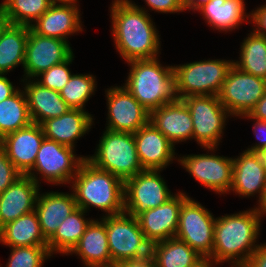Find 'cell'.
I'll return each instance as SVG.
<instances>
[{"label":"cell","mask_w":266,"mask_h":267,"mask_svg":"<svg viewBox=\"0 0 266 267\" xmlns=\"http://www.w3.org/2000/svg\"><path fill=\"white\" fill-rule=\"evenodd\" d=\"M188 197L186 192L179 191L162 205L149 209L137 217L142 232L151 244L175 237L179 211Z\"/></svg>","instance_id":"16"},{"label":"cell","mask_w":266,"mask_h":267,"mask_svg":"<svg viewBox=\"0 0 266 267\" xmlns=\"http://www.w3.org/2000/svg\"><path fill=\"white\" fill-rule=\"evenodd\" d=\"M107 118L105 129L135 133L149 122L150 113L123 86L105 89Z\"/></svg>","instance_id":"14"},{"label":"cell","mask_w":266,"mask_h":267,"mask_svg":"<svg viewBox=\"0 0 266 267\" xmlns=\"http://www.w3.org/2000/svg\"><path fill=\"white\" fill-rule=\"evenodd\" d=\"M149 122L167 137L174 146L192 140V116L182 99H176L151 111Z\"/></svg>","instance_id":"21"},{"label":"cell","mask_w":266,"mask_h":267,"mask_svg":"<svg viewBox=\"0 0 266 267\" xmlns=\"http://www.w3.org/2000/svg\"><path fill=\"white\" fill-rule=\"evenodd\" d=\"M0 243L6 247L47 246L35 210L2 226Z\"/></svg>","instance_id":"29"},{"label":"cell","mask_w":266,"mask_h":267,"mask_svg":"<svg viewBox=\"0 0 266 267\" xmlns=\"http://www.w3.org/2000/svg\"><path fill=\"white\" fill-rule=\"evenodd\" d=\"M203 148L204 151L208 149L205 154L182 155L178 157V164L204 188L220 195L230 194L233 183V158L216 155L218 147Z\"/></svg>","instance_id":"11"},{"label":"cell","mask_w":266,"mask_h":267,"mask_svg":"<svg viewBox=\"0 0 266 267\" xmlns=\"http://www.w3.org/2000/svg\"><path fill=\"white\" fill-rule=\"evenodd\" d=\"M77 208L73 192H39L35 212L44 237L48 240L64 219Z\"/></svg>","instance_id":"25"},{"label":"cell","mask_w":266,"mask_h":267,"mask_svg":"<svg viewBox=\"0 0 266 267\" xmlns=\"http://www.w3.org/2000/svg\"><path fill=\"white\" fill-rule=\"evenodd\" d=\"M261 220L255 205L238 213L216 217L212 267L227 262L230 267H244L260 245Z\"/></svg>","instance_id":"2"},{"label":"cell","mask_w":266,"mask_h":267,"mask_svg":"<svg viewBox=\"0 0 266 267\" xmlns=\"http://www.w3.org/2000/svg\"><path fill=\"white\" fill-rule=\"evenodd\" d=\"M9 25L10 21L5 15L3 9L0 7V38Z\"/></svg>","instance_id":"47"},{"label":"cell","mask_w":266,"mask_h":267,"mask_svg":"<svg viewBox=\"0 0 266 267\" xmlns=\"http://www.w3.org/2000/svg\"><path fill=\"white\" fill-rule=\"evenodd\" d=\"M39 187L28 175H21L0 193V228L35 210Z\"/></svg>","instance_id":"22"},{"label":"cell","mask_w":266,"mask_h":267,"mask_svg":"<svg viewBox=\"0 0 266 267\" xmlns=\"http://www.w3.org/2000/svg\"><path fill=\"white\" fill-rule=\"evenodd\" d=\"M44 138L41 125L32 122L26 127L5 135L0 140V146L15 168L22 175H26L34 166Z\"/></svg>","instance_id":"18"},{"label":"cell","mask_w":266,"mask_h":267,"mask_svg":"<svg viewBox=\"0 0 266 267\" xmlns=\"http://www.w3.org/2000/svg\"><path fill=\"white\" fill-rule=\"evenodd\" d=\"M65 40L36 34L31 28L26 43L22 79H35L52 66L63 63L74 53Z\"/></svg>","instance_id":"15"},{"label":"cell","mask_w":266,"mask_h":267,"mask_svg":"<svg viewBox=\"0 0 266 267\" xmlns=\"http://www.w3.org/2000/svg\"><path fill=\"white\" fill-rule=\"evenodd\" d=\"M21 89L26 95L32 122L41 124L47 119L60 117L71 107L62 99L58 91L48 89L35 79H21Z\"/></svg>","instance_id":"26"},{"label":"cell","mask_w":266,"mask_h":267,"mask_svg":"<svg viewBox=\"0 0 266 267\" xmlns=\"http://www.w3.org/2000/svg\"><path fill=\"white\" fill-rule=\"evenodd\" d=\"M151 256L157 267H212L208 260L176 237L152 244Z\"/></svg>","instance_id":"28"},{"label":"cell","mask_w":266,"mask_h":267,"mask_svg":"<svg viewBox=\"0 0 266 267\" xmlns=\"http://www.w3.org/2000/svg\"><path fill=\"white\" fill-rule=\"evenodd\" d=\"M259 154H260V156H261V158H262V161H263V164H264V166H265V168H266V148L263 149V150H261V151L259 152Z\"/></svg>","instance_id":"50"},{"label":"cell","mask_w":266,"mask_h":267,"mask_svg":"<svg viewBox=\"0 0 266 267\" xmlns=\"http://www.w3.org/2000/svg\"><path fill=\"white\" fill-rule=\"evenodd\" d=\"M19 88L6 75L0 74V102L12 96Z\"/></svg>","instance_id":"43"},{"label":"cell","mask_w":266,"mask_h":267,"mask_svg":"<svg viewBox=\"0 0 266 267\" xmlns=\"http://www.w3.org/2000/svg\"><path fill=\"white\" fill-rule=\"evenodd\" d=\"M215 221L210 210L189 196L181 205L175 235L208 260L211 266Z\"/></svg>","instance_id":"10"},{"label":"cell","mask_w":266,"mask_h":267,"mask_svg":"<svg viewBox=\"0 0 266 267\" xmlns=\"http://www.w3.org/2000/svg\"><path fill=\"white\" fill-rule=\"evenodd\" d=\"M50 4H64L77 0H48Z\"/></svg>","instance_id":"49"},{"label":"cell","mask_w":266,"mask_h":267,"mask_svg":"<svg viewBox=\"0 0 266 267\" xmlns=\"http://www.w3.org/2000/svg\"><path fill=\"white\" fill-rule=\"evenodd\" d=\"M239 119L243 118L247 120H253V132L254 135L257 139L258 142L252 144L251 146H249L247 149V151H251V152H260L261 150L266 148V121H260L254 118H251L248 114H243L240 117H238Z\"/></svg>","instance_id":"40"},{"label":"cell","mask_w":266,"mask_h":267,"mask_svg":"<svg viewBox=\"0 0 266 267\" xmlns=\"http://www.w3.org/2000/svg\"><path fill=\"white\" fill-rule=\"evenodd\" d=\"M259 6L250 12V24L258 35L266 37V4Z\"/></svg>","instance_id":"41"},{"label":"cell","mask_w":266,"mask_h":267,"mask_svg":"<svg viewBox=\"0 0 266 267\" xmlns=\"http://www.w3.org/2000/svg\"><path fill=\"white\" fill-rule=\"evenodd\" d=\"M182 100L192 116V140L194 139L200 147H218L220 142L222 143L227 120L232 118L218 96H189Z\"/></svg>","instance_id":"9"},{"label":"cell","mask_w":266,"mask_h":267,"mask_svg":"<svg viewBox=\"0 0 266 267\" xmlns=\"http://www.w3.org/2000/svg\"><path fill=\"white\" fill-rule=\"evenodd\" d=\"M21 175L0 146V193L4 192Z\"/></svg>","instance_id":"39"},{"label":"cell","mask_w":266,"mask_h":267,"mask_svg":"<svg viewBox=\"0 0 266 267\" xmlns=\"http://www.w3.org/2000/svg\"><path fill=\"white\" fill-rule=\"evenodd\" d=\"M94 116L83 109H70L60 117L47 119L40 125L45 138L76 148V141L91 131Z\"/></svg>","instance_id":"23"},{"label":"cell","mask_w":266,"mask_h":267,"mask_svg":"<svg viewBox=\"0 0 266 267\" xmlns=\"http://www.w3.org/2000/svg\"><path fill=\"white\" fill-rule=\"evenodd\" d=\"M266 187V168L259 152L244 150L233 157V192L241 199L256 197L262 199ZM243 197V198H242Z\"/></svg>","instance_id":"20"},{"label":"cell","mask_w":266,"mask_h":267,"mask_svg":"<svg viewBox=\"0 0 266 267\" xmlns=\"http://www.w3.org/2000/svg\"><path fill=\"white\" fill-rule=\"evenodd\" d=\"M109 9L115 49L126 63L160 56L161 35L150 12L129 0H112Z\"/></svg>","instance_id":"1"},{"label":"cell","mask_w":266,"mask_h":267,"mask_svg":"<svg viewBox=\"0 0 266 267\" xmlns=\"http://www.w3.org/2000/svg\"><path fill=\"white\" fill-rule=\"evenodd\" d=\"M127 64L130 69L123 86L149 113L177 99L173 65H163L158 57Z\"/></svg>","instance_id":"4"},{"label":"cell","mask_w":266,"mask_h":267,"mask_svg":"<svg viewBox=\"0 0 266 267\" xmlns=\"http://www.w3.org/2000/svg\"><path fill=\"white\" fill-rule=\"evenodd\" d=\"M245 5V0H210L198 12L211 29L227 33L239 29L244 21L250 23Z\"/></svg>","instance_id":"27"},{"label":"cell","mask_w":266,"mask_h":267,"mask_svg":"<svg viewBox=\"0 0 266 267\" xmlns=\"http://www.w3.org/2000/svg\"><path fill=\"white\" fill-rule=\"evenodd\" d=\"M94 154L86 159L99 169L108 171L123 182L143 171L133 133L104 129Z\"/></svg>","instance_id":"5"},{"label":"cell","mask_w":266,"mask_h":267,"mask_svg":"<svg viewBox=\"0 0 266 267\" xmlns=\"http://www.w3.org/2000/svg\"><path fill=\"white\" fill-rule=\"evenodd\" d=\"M32 123L24 90L20 88L0 102V140Z\"/></svg>","instance_id":"33"},{"label":"cell","mask_w":266,"mask_h":267,"mask_svg":"<svg viewBox=\"0 0 266 267\" xmlns=\"http://www.w3.org/2000/svg\"><path fill=\"white\" fill-rule=\"evenodd\" d=\"M96 80V75L90 73H73L66 85L59 91L60 96L72 109L85 110L86 103L97 89Z\"/></svg>","instance_id":"35"},{"label":"cell","mask_w":266,"mask_h":267,"mask_svg":"<svg viewBox=\"0 0 266 267\" xmlns=\"http://www.w3.org/2000/svg\"><path fill=\"white\" fill-rule=\"evenodd\" d=\"M82 208H77L58 226L55 233L47 240L49 252L68 255L77 245L87 226L94 218H86Z\"/></svg>","instance_id":"30"},{"label":"cell","mask_w":266,"mask_h":267,"mask_svg":"<svg viewBox=\"0 0 266 267\" xmlns=\"http://www.w3.org/2000/svg\"><path fill=\"white\" fill-rule=\"evenodd\" d=\"M266 92V80L232 66L218 98L232 117L248 114Z\"/></svg>","instance_id":"13"},{"label":"cell","mask_w":266,"mask_h":267,"mask_svg":"<svg viewBox=\"0 0 266 267\" xmlns=\"http://www.w3.org/2000/svg\"><path fill=\"white\" fill-rule=\"evenodd\" d=\"M105 222L112 263L138 260L151 255V243L137 218L127 212L100 217Z\"/></svg>","instance_id":"7"},{"label":"cell","mask_w":266,"mask_h":267,"mask_svg":"<svg viewBox=\"0 0 266 267\" xmlns=\"http://www.w3.org/2000/svg\"><path fill=\"white\" fill-rule=\"evenodd\" d=\"M70 187L77 206L87 213L92 207L104 211L103 216L124 212V182L97 168L86 158L72 178Z\"/></svg>","instance_id":"3"},{"label":"cell","mask_w":266,"mask_h":267,"mask_svg":"<svg viewBox=\"0 0 266 267\" xmlns=\"http://www.w3.org/2000/svg\"><path fill=\"white\" fill-rule=\"evenodd\" d=\"M133 136L143 169L165 170L178 160L175 146L152 123L139 128Z\"/></svg>","instance_id":"19"},{"label":"cell","mask_w":266,"mask_h":267,"mask_svg":"<svg viewBox=\"0 0 266 267\" xmlns=\"http://www.w3.org/2000/svg\"><path fill=\"white\" fill-rule=\"evenodd\" d=\"M135 7L144 10L145 12H149L148 10L158 12V13H164V14H172V13H182L185 12L182 0H144V4L146 5L142 7L141 5L135 4L134 1L129 0Z\"/></svg>","instance_id":"38"},{"label":"cell","mask_w":266,"mask_h":267,"mask_svg":"<svg viewBox=\"0 0 266 267\" xmlns=\"http://www.w3.org/2000/svg\"><path fill=\"white\" fill-rule=\"evenodd\" d=\"M85 158L86 156L83 155L77 156L74 148L44 138L34 166L26 175L39 186H41V180L53 186L60 184L65 186L71 183Z\"/></svg>","instance_id":"8"},{"label":"cell","mask_w":266,"mask_h":267,"mask_svg":"<svg viewBox=\"0 0 266 267\" xmlns=\"http://www.w3.org/2000/svg\"><path fill=\"white\" fill-rule=\"evenodd\" d=\"M0 7L12 25L31 27L43 15L50 3L48 0H2Z\"/></svg>","instance_id":"34"},{"label":"cell","mask_w":266,"mask_h":267,"mask_svg":"<svg viewBox=\"0 0 266 267\" xmlns=\"http://www.w3.org/2000/svg\"><path fill=\"white\" fill-rule=\"evenodd\" d=\"M115 267H157L151 255L138 260H126L114 265Z\"/></svg>","instance_id":"44"},{"label":"cell","mask_w":266,"mask_h":267,"mask_svg":"<svg viewBox=\"0 0 266 267\" xmlns=\"http://www.w3.org/2000/svg\"><path fill=\"white\" fill-rule=\"evenodd\" d=\"M10 255L5 267H44L51 257L47 246L10 247ZM2 267V264H0Z\"/></svg>","instance_id":"36"},{"label":"cell","mask_w":266,"mask_h":267,"mask_svg":"<svg viewBox=\"0 0 266 267\" xmlns=\"http://www.w3.org/2000/svg\"><path fill=\"white\" fill-rule=\"evenodd\" d=\"M240 45L239 59L233 65L243 72L266 80V37L254 30L247 33Z\"/></svg>","instance_id":"32"},{"label":"cell","mask_w":266,"mask_h":267,"mask_svg":"<svg viewBox=\"0 0 266 267\" xmlns=\"http://www.w3.org/2000/svg\"><path fill=\"white\" fill-rule=\"evenodd\" d=\"M210 0H182L184 10H192L194 13L207 4Z\"/></svg>","instance_id":"46"},{"label":"cell","mask_w":266,"mask_h":267,"mask_svg":"<svg viewBox=\"0 0 266 267\" xmlns=\"http://www.w3.org/2000/svg\"><path fill=\"white\" fill-rule=\"evenodd\" d=\"M74 58L75 55L73 54L63 63L52 66L48 70L42 72L35 78V80L42 86L59 92L73 74L69 66L72 64Z\"/></svg>","instance_id":"37"},{"label":"cell","mask_w":266,"mask_h":267,"mask_svg":"<svg viewBox=\"0 0 266 267\" xmlns=\"http://www.w3.org/2000/svg\"><path fill=\"white\" fill-rule=\"evenodd\" d=\"M30 27L10 24L0 38V74L7 75L24 66Z\"/></svg>","instance_id":"31"},{"label":"cell","mask_w":266,"mask_h":267,"mask_svg":"<svg viewBox=\"0 0 266 267\" xmlns=\"http://www.w3.org/2000/svg\"><path fill=\"white\" fill-rule=\"evenodd\" d=\"M248 115L257 120L266 121V92L257 104L250 110Z\"/></svg>","instance_id":"45"},{"label":"cell","mask_w":266,"mask_h":267,"mask_svg":"<svg viewBox=\"0 0 266 267\" xmlns=\"http://www.w3.org/2000/svg\"><path fill=\"white\" fill-rule=\"evenodd\" d=\"M163 170L144 169L124 182V211L137 218L156 208L175 193L161 176Z\"/></svg>","instance_id":"12"},{"label":"cell","mask_w":266,"mask_h":267,"mask_svg":"<svg viewBox=\"0 0 266 267\" xmlns=\"http://www.w3.org/2000/svg\"><path fill=\"white\" fill-rule=\"evenodd\" d=\"M244 267H266V243H260Z\"/></svg>","instance_id":"42"},{"label":"cell","mask_w":266,"mask_h":267,"mask_svg":"<svg viewBox=\"0 0 266 267\" xmlns=\"http://www.w3.org/2000/svg\"><path fill=\"white\" fill-rule=\"evenodd\" d=\"M77 2V3H76ZM79 0L64 4H51L30 27L36 34L58 38L68 43L69 36L83 31Z\"/></svg>","instance_id":"17"},{"label":"cell","mask_w":266,"mask_h":267,"mask_svg":"<svg viewBox=\"0 0 266 267\" xmlns=\"http://www.w3.org/2000/svg\"><path fill=\"white\" fill-rule=\"evenodd\" d=\"M257 204L258 205L255 206L256 209L261 214L262 218L265 217L266 216V187H265V191H264L262 199Z\"/></svg>","instance_id":"48"},{"label":"cell","mask_w":266,"mask_h":267,"mask_svg":"<svg viewBox=\"0 0 266 267\" xmlns=\"http://www.w3.org/2000/svg\"><path fill=\"white\" fill-rule=\"evenodd\" d=\"M233 60L204 59L173 65L177 99L189 96H218Z\"/></svg>","instance_id":"6"},{"label":"cell","mask_w":266,"mask_h":267,"mask_svg":"<svg viewBox=\"0 0 266 267\" xmlns=\"http://www.w3.org/2000/svg\"><path fill=\"white\" fill-rule=\"evenodd\" d=\"M75 254L85 267H113L105 222L93 219L77 245L68 255Z\"/></svg>","instance_id":"24"}]
</instances>
